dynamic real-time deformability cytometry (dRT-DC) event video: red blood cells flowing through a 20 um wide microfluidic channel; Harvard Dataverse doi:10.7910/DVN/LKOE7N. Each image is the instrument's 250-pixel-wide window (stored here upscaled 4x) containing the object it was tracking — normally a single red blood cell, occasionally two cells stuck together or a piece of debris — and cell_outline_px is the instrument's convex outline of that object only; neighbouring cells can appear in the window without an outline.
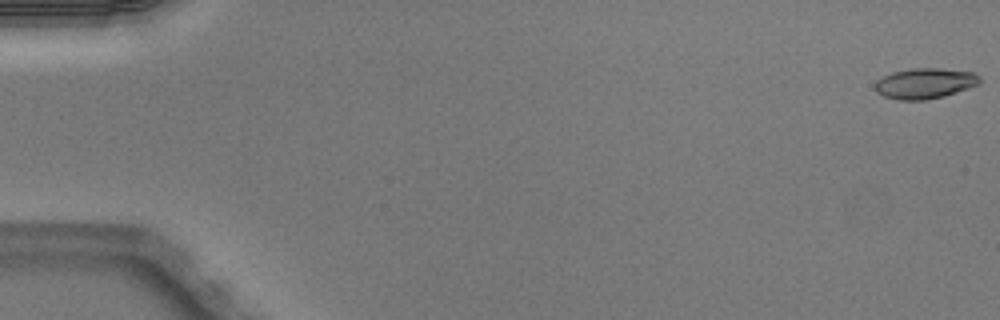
{"species": "Egyptian fruit bat (a non-hibernating species)", "species_latin": "Rousettus aegyptiacus", "temperature_condition": "warm", "stored_images_in_passage": 51, "camera_frame_rate_fps": 3000, "um_per_image_px": 0.085, "animal": {"sex": "male"}, "frame": {"image": 1, "passage_image": 1, "time_ms": 0.0, "image_size_px": [1000, 320], "cell_outline_px": [[980, 84], [944, 96], [924, 100], [900, 100], [884, 96], [876, 92], [876, 80], [892, 72], [912, 68], [940, 68], [972, 72], [980, 76]], "centroid_in_image_um": [78.62, 7.08], "position_along_channel_um": 6.4, "area_um2": 18.55}}
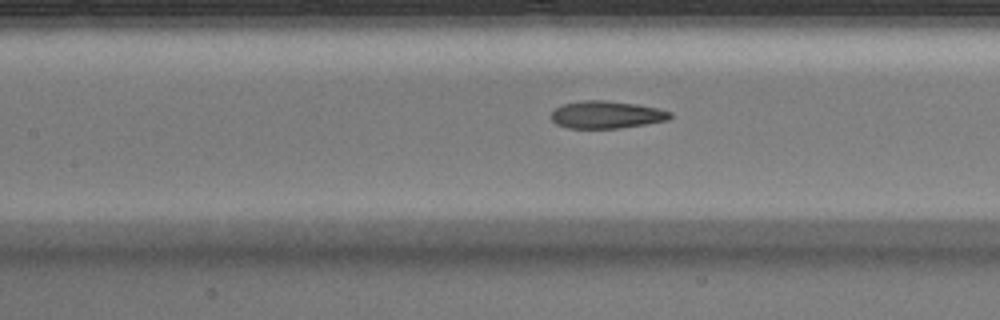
{"frame": {"image": 2, "passage_image": 24, "time_ms": 7.667, "image_size_px": [1000, 320], "cell_outline_px": [[672, 116], [668, 120], [620, 128], [568, 128], [556, 124], [552, 120], [552, 112], [556, 108], [564, 104], [584, 100], [608, 100], [636, 104], [656, 108], [672, 112]], "centroid_in_image_um": [51.56, 9.75], "position_along_channel_um": 155.8, "area_um2": 18.9}}
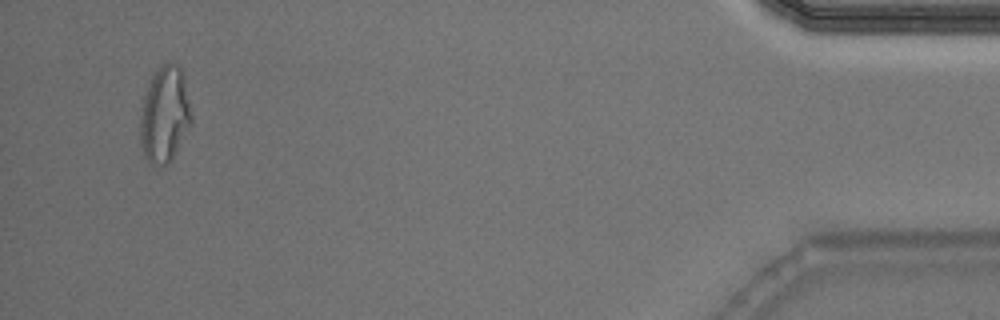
{"frame": {"image": 3, "passage_image": 49, "time_ms": 16.0, "image_size_px": [1000, 320], "cell_outline_px": [[192, 124], [172, 160], [168, 164], [156, 168], [144, 156], [140, 140], [140, 108], [148, 84], [156, 68], [168, 60], [172, 60], [180, 64], [192, 116]], "centroid_in_image_um": [13.99, 9.74], "position_along_channel_um": 421.2, "area_um2": 29.3}, "authors_computed_cell_mechanics": {"area_um2": 19.5364, "velocity_mm_per_s": 4.0674, "shape_relaxation_time_tau1_ms": 4.1677, "shape_relaxation_time_tau2_ms": 1.3413, "deformation_change_tau1": 0.1759, "deformation_change_tau2": 0.0995}}